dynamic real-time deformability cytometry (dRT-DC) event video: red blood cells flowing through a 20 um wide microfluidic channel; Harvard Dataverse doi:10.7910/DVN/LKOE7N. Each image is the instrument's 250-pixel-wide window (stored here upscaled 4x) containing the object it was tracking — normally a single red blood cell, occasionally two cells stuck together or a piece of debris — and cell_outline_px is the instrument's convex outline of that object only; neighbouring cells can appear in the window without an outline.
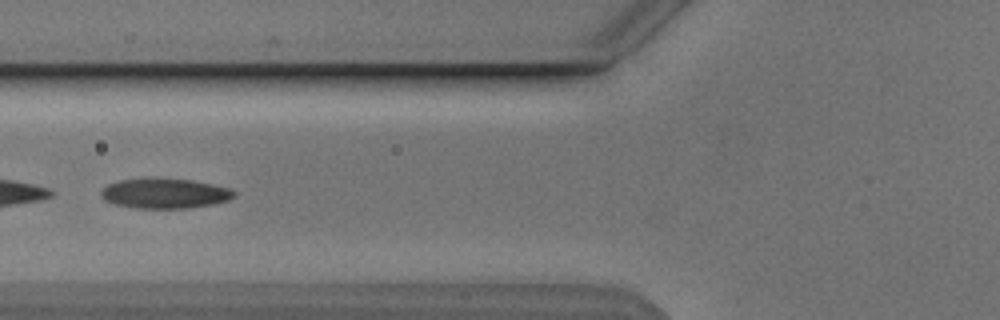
{"species": "Egyptian fruit bat (a non-hibernating species)", "species_latin": "Rousettus aegyptiacus", "temperature_condition": "cold", "stored_images_in_passage": 26, "camera_frame_rate_fps": 3000, "um_per_image_px": 0.085, "animal": {"sex": "male"}, "frame": {"image": 1, "passage_image": 8, "time_ms": 2.333, "image_size_px": [1000, 320], "cell_outline_px": [[236, 192], [228, 200], [212, 204], [188, 208], [132, 208], [116, 204], [104, 200], [100, 196], [100, 192], [108, 184], [120, 180], [188, 180], [228, 188]], "centroid_in_image_um": [13.96, 16.48], "position_along_channel_um": 111.8, "area_um2": 22.37}}